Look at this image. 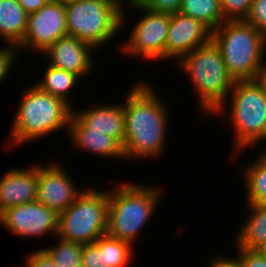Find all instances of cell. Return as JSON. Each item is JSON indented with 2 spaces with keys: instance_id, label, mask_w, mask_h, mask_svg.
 <instances>
[{
  "instance_id": "cell-19",
  "label": "cell",
  "mask_w": 266,
  "mask_h": 267,
  "mask_svg": "<svg viewBox=\"0 0 266 267\" xmlns=\"http://www.w3.org/2000/svg\"><path fill=\"white\" fill-rule=\"evenodd\" d=\"M248 217L236 235L235 244L246 249H255L266 240V205L248 204Z\"/></svg>"
},
{
  "instance_id": "cell-14",
  "label": "cell",
  "mask_w": 266,
  "mask_h": 267,
  "mask_svg": "<svg viewBox=\"0 0 266 267\" xmlns=\"http://www.w3.org/2000/svg\"><path fill=\"white\" fill-rule=\"evenodd\" d=\"M94 50L96 49L90 44L73 36L65 35L42 54L50 58L46 64L74 73L82 78L93 72L92 54Z\"/></svg>"
},
{
  "instance_id": "cell-33",
  "label": "cell",
  "mask_w": 266,
  "mask_h": 267,
  "mask_svg": "<svg viewBox=\"0 0 266 267\" xmlns=\"http://www.w3.org/2000/svg\"><path fill=\"white\" fill-rule=\"evenodd\" d=\"M21 7L29 15L37 12L43 6H45L49 0H18Z\"/></svg>"
},
{
  "instance_id": "cell-21",
  "label": "cell",
  "mask_w": 266,
  "mask_h": 267,
  "mask_svg": "<svg viewBox=\"0 0 266 267\" xmlns=\"http://www.w3.org/2000/svg\"><path fill=\"white\" fill-rule=\"evenodd\" d=\"M242 172L247 204L266 205V153L262 150L255 162L246 164Z\"/></svg>"
},
{
  "instance_id": "cell-16",
  "label": "cell",
  "mask_w": 266,
  "mask_h": 267,
  "mask_svg": "<svg viewBox=\"0 0 266 267\" xmlns=\"http://www.w3.org/2000/svg\"><path fill=\"white\" fill-rule=\"evenodd\" d=\"M68 136L77 149L106 159H125L122 146L106 133L91 132L73 113L69 120Z\"/></svg>"
},
{
  "instance_id": "cell-11",
  "label": "cell",
  "mask_w": 266,
  "mask_h": 267,
  "mask_svg": "<svg viewBox=\"0 0 266 267\" xmlns=\"http://www.w3.org/2000/svg\"><path fill=\"white\" fill-rule=\"evenodd\" d=\"M0 225L23 238H41L46 234L56 236L58 214L35 200L7 208L0 214Z\"/></svg>"
},
{
  "instance_id": "cell-9",
  "label": "cell",
  "mask_w": 266,
  "mask_h": 267,
  "mask_svg": "<svg viewBox=\"0 0 266 267\" xmlns=\"http://www.w3.org/2000/svg\"><path fill=\"white\" fill-rule=\"evenodd\" d=\"M127 9L144 15L135 23L128 41L120 46L122 54L144 60H165V44L170 24V14L155 12L139 6L134 0L126 1Z\"/></svg>"
},
{
  "instance_id": "cell-10",
  "label": "cell",
  "mask_w": 266,
  "mask_h": 267,
  "mask_svg": "<svg viewBox=\"0 0 266 267\" xmlns=\"http://www.w3.org/2000/svg\"><path fill=\"white\" fill-rule=\"evenodd\" d=\"M68 35L64 1L49 0L37 12L28 15L27 30L17 51L41 52Z\"/></svg>"
},
{
  "instance_id": "cell-22",
  "label": "cell",
  "mask_w": 266,
  "mask_h": 267,
  "mask_svg": "<svg viewBox=\"0 0 266 267\" xmlns=\"http://www.w3.org/2000/svg\"><path fill=\"white\" fill-rule=\"evenodd\" d=\"M178 12L202 22L211 31L225 21L220 0H182Z\"/></svg>"
},
{
  "instance_id": "cell-24",
  "label": "cell",
  "mask_w": 266,
  "mask_h": 267,
  "mask_svg": "<svg viewBox=\"0 0 266 267\" xmlns=\"http://www.w3.org/2000/svg\"><path fill=\"white\" fill-rule=\"evenodd\" d=\"M54 246L43 248L53 259L56 267H82L83 244L58 238Z\"/></svg>"
},
{
  "instance_id": "cell-29",
  "label": "cell",
  "mask_w": 266,
  "mask_h": 267,
  "mask_svg": "<svg viewBox=\"0 0 266 267\" xmlns=\"http://www.w3.org/2000/svg\"><path fill=\"white\" fill-rule=\"evenodd\" d=\"M237 261L240 267H266V256L261 255L255 249H246L236 246Z\"/></svg>"
},
{
  "instance_id": "cell-7",
  "label": "cell",
  "mask_w": 266,
  "mask_h": 267,
  "mask_svg": "<svg viewBox=\"0 0 266 267\" xmlns=\"http://www.w3.org/2000/svg\"><path fill=\"white\" fill-rule=\"evenodd\" d=\"M228 72L235 80L256 79L266 50V36L245 20L224 21L212 31Z\"/></svg>"
},
{
  "instance_id": "cell-31",
  "label": "cell",
  "mask_w": 266,
  "mask_h": 267,
  "mask_svg": "<svg viewBox=\"0 0 266 267\" xmlns=\"http://www.w3.org/2000/svg\"><path fill=\"white\" fill-rule=\"evenodd\" d=\"M24 264L26 267H56L53 259L44 249L28 254Z\"/></svg>"
},
{
  "instance_id": "cell-20",
  "label": "cell",
  "mask_w": 266,
  "mask_h": 267,
  "mask_svg": "<svg viewBox=\"0 0 266 267\" xmlns=\"http://www.w3.org/2000/svg\"><path fill=\"white\" fill-rule=\"evenodd\" d=\"M46 66L41 81L39 80L35 85L52 96L63 100L74 109V105L72 106L73 100L70 99L71 96L69 95L77 85L80 77L74 73L58 69L49 64Z\"/></svg>"
},
{
  "instance_id": "cell-26",
  "label": "cell",
  "mask_w": 266,
  "mask_h": 267,
  "mask_svg": "<svg viewBox=\"0 0 266 267\" xmlns=\"http://www.w3.org/2000/svg\"><path fill=\"white\" fill-rule=\"evenodd\" d=\"M245 21L266 36V0H253Z\"/></svg>"
},
{
  "instance_id": "cell-18",
  "label": "cell",
  "mask_w": 266,
  "mask_h": 267,
  "mask_svg": "<svg viewBox=\"0 0 266 267\" xmlns=\"http://www.w3.org/2000/svg\"><path fill=\"white\" fill-rule=\"evenodd\" d=\"M28 14L18 0H0V37L6 44L18 47L27 30Z\"/></svg>"
},
{
  "instance_id": "cell-35",
  "label": "cell",
  "mask_w": 266,
  "mask_h": 267,
  "mask_svg": "<svg viewBox=\"0 0 266 267\" xmlns=\"http://www.w3.org/2000/svg\"><path fill=\"white\" fill-rule=\"evenodd\" d=\"M255 250L260 253L261 255L266 256V240L258 245Z\"/></svg>"
},
{
  "instance_id": "cell-1",
  "label": "cell",
  "mask_w": 266,
  "mask_h": 267,
  "mask_svg": "<svg viewBox=\"0 0 266 267\" xmlns=\"http://www.w3.org/2000/svg\"><path fill=\"white\" fill-rule=\"evenodd\" d=\"M149 83H136L126 93L124 102L125 159H154L164 152L169 111L167 104ZM162 99V100H161Z\"/></svg>"
},
{
  "instance_id": "cell-25",
  "label": "cell",
  "mask_w": 266,
  "mask_h": 267,
  "mask_svg": "<svg viewBox=\"0 0 266 267\" xmlns=\"http://www.w3.org/2000/svg\"><path fill=\"white\" fill-rule=\"evenodd\" d=\"M253 0H220L225 21L245 20L250 12Z\"/></svg>"
},
{
  "instance_id": "cell-23",
  "label": "cell",
  "mask_w": 266,
  "mask_h": 267,
  "mask_svg": "<svg viewBox=\"0 0 266 267\" xmlns=\"http://www.w3.org/2000/svg\"><path fill=\"white\" fill-rule=\"evenodd\" d=\"M95 243L104 250L105 266L127 267L132 263L134 247L130 243L106 234L99 237Z\"/></svg>"
},
{
  "instance_id": "cell-30",
  "label": "cell",
  "mask_w": 266,
  "mask_h": 267,
  "mask_svg": "<svg viewBox=\"0 0 266 267\" xmlns=\"http://www.w3.org/2000/svg\"><path fill=\"white\" fill-rule=\"evenodd\" d=\"M17 55V48L12 45L6 44L5 47L0 48V84L9 76V72L16 64Z\"/></svg>"
},
{
  "instance_id": "cell-8",
  "label": "cell",
  "mask_w": 266,
  "mask_h": 267,
  "mask_svg": "<svg viewBox=\"0 0 266 267\" xmlns=\"http://www.w3.org/2000/svg\"><path fill=\"white\" fill-rule=\"evenodd\" d=\"M109 191L85 188L76 200L58 214L56 237L91 244L106 234Z\"/></svg>"
},
{
  "instance_id": "cell-5",
  "label": "cell",
  "mask_w": 266,
  "mask_h": 267,
  "mask_svg": "<svg viewBox=\"0 0 266 267\" xmlns=\"http://www.w3.org/2000/svg\"><path fill=\"white\" fill-rule=\"evenodd\" d=\"M227 103L230 106L229 120L233 125L234 150L242 153L259 144V141H266L265 87L256 79L236 80L226 100L213 115H224Z\"/></svg>"
},
{
  "instance_id": "cell-17",
  "label": "cell",
  "mask_w": 266,
  "mask_h": 267,
  "mask_svg": "<svg viewBox=\"0 0 266 267\" xmlns=\"http://www.w3.org/2000/svg\"><path fill=\"white\" fill-rule=\"evenodd\" d=\"M73 114L91 132L106 133L123 146L125 134L124 103L99 105L79 112L73 109Z\"/></svg>"
},
{
  "instance_id": "cell-32",
  "label": "cell",
  "mask_w": 266,
  "mask_h": 267,
  "mask_svg": "<svg viewBox=\"0 0 266 267\" xmlns=\"http://www.w3.org/2000/svg\"><path fill=\"white\" fill-rule=\"evenodd\" d=\"M211 260V261H210ZM209 260V267H240L239 263L236 259V257H222V255L220 256H213L212 259Z\"/></svg>"
},
{
  "instance_id": "cell-12",
  "label": "cell",
  "mask_w": 266,
  "mask_h": 267,
  "mask_svg": "<svg viewBox=\"0 0 266 267\" xmlns=\"http://www.w3.org/2000/svg\"><path fill=\"white\" fill-rule=\"evenodd\" d=\"M51 162L47 166L38 164L36 200L60 214L76 200L84 189H78L62 164H59L60 161Z\"/></svg>"
},
{
  "instance_id": "cell-6",
  "label": "cell",
  "mask_w": 266,
  "mask_h": 267,
  "mask_svg": "<svg viewBox=\"0 0 266 267\" xmlns=\"http://www.w3.org/2000/svg\"><path fill=\"white\" fill-rule=\"evenodd\" d=\"M125 0L64 1L67 33L95 49L112 40L126 23Z\"/></svg>"
},
{
  "instance_id": "cell-13",
  "label": "cell",
  "mask_w": 266,
  "mask_h": 267,
  "mask_svg": "<svg viewBox=\"0 0 266 267\" xmlns=\"http://www.w3.org/2000/svg\"><path fill=\"white\" fill-rule=\"evenodd\" d=\"M212 31L202 22L181 14H170V24L165 44V60L178 61L196 48L211 41Z\"/></svg>"
},
{
  "instance_id": "cell-27",
  "label": "cell",
  "mask_w": 266,
  "mask_h": 267,
  "mask_svg": "<svg viewBox=\"0 0 266 267\" xmlns=\"http://www.w3.org/2000/svg\"><path fill=\"white\" fill-rule=\"evenodd\" d=\"M130 1V0H127ZM139 6L151 11L173 14L180 9L182 0H134Z\"/></svg>"
},
{
  "instance_id": "cell-2",
  "label": "cell",
  "mask_w": 266,
  "mask_h": 267,
  "mask_svg": "<svg viewBox=\"0 0 266 267\" xmlns=\"http://www.w3.org/2000/svg\"><path fill=\"white\" fill-rule=\"evenodd\" d=\"M20 98L6 147L37 141L63 128L68 132L73 109L63 100L35 84L28 86Z\"/></svg>"
},
{
  "instance_id": "cell-34",
  "label": "cell",
  "mask_w": 266,
  "mask_h": 267,
  "mask_svg": "<svg viewBox=\"0 0 266 267\" xmlns=\"http://www.w3.org/2000/svg\"><path fill=\"white\" fill-rule=\"evenodd\" d=\"M266 55V50L264 52L263 58L261 60V64H260V69H259V73L258 76L256 78V80L263 86L266 88V61L265 56ZM265 61V62H264Z\"/></svg>"
},
{
  "instance_id": "cell-15",
  "label": "cell",
  "mask_w": 266,
  "mask_h": 267,
  "mask_svg": "<svg viewBox=\"0 0 266 267\" xmlns=\"http://www.w3.org/2000/svg\"><path fill=\"white\" fill-rule=\"evenodd\" d=\"M0 179V214L7 208L36 200L38 164L26 169L10 167Z\"/></svg>"
},
{
  "instance_id": "cell-4",
  "label": "cell",
  "mask_w": 266,
  "mask_h": 267,
  "mask_svg": "<svg viewBox=\"0 0 266 267\" xmlns=\"http://www.w3.org/2000/svg\"><path fill=\"white\" fill-rule=\"evenodd\" d=\"M176 63L186 72L198 95L200 113L213 114L226 100L236 81L228 72L219 48L211 40Z\"/></svg>"
},
{
  "instance_id": "cell-3",
  "label": "cell",
  "mask_w": 266,
  "mask_h": 267,
  "mask_svg": "<svg viewBox=\"0 0 266 267\" xmlns=\"http://www.w3.org/2000/svg\"><path fill=\"white\" fill-rule=\"evenodd\" d=\"M115 185L109 190L106 235L133 246L137 236L160 203L161 191L156 186L135 184Z\"/></svg>"
},
{
  "instance_id": "cell-28",
  "label": "cell",
  "mask_w": 266,
  "mask_h": 267,
  "mask_svg": "<svg viewBox=\"0 0 266 267\" xmlns=\"http://www.w3.org/2000/svg\"><path fill=\"white\" fill-rule=\"evenodd\" d=\"M82 267H108L105 266L104 250L96 243L83 245Z\"/></svg>"
}]
</instances>
